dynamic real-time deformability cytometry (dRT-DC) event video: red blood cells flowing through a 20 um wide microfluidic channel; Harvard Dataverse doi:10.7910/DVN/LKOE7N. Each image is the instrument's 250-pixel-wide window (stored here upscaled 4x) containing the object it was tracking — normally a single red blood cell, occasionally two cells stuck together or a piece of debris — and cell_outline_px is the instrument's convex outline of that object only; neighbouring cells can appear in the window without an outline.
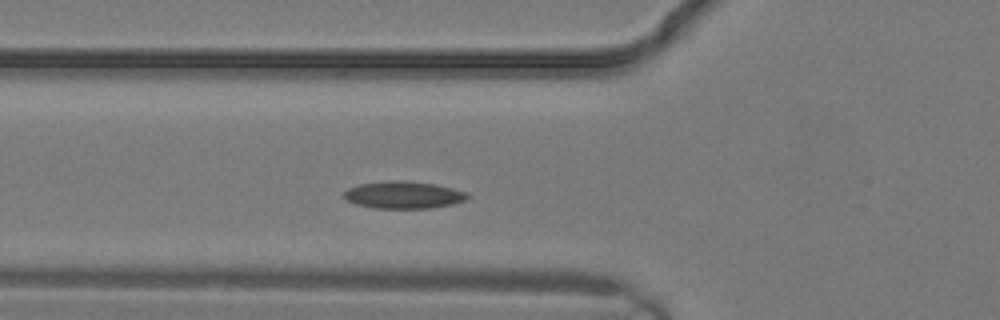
{"species": "common noctule bat (a hibernating species)", "species_latin": "Nyctalus noctula", "temperature_condition": "warm", "stored_images_in_passage": 21, "camera_frame_rate_fps": 3000, "um_per_image_px": 0.085, "animal": {"sex": "male", "body_mass_g": 19.2, "forearm_length_mm": 51.8}, "frame": {"image": 1, "passage_image": 6, "time_ms": 1.667, "image_size_px": [1000, 320], "cell_outline_px": [[468, 196], [464, 200], [452, 204], [432, 208], [372, 208], [356, 204], [348, 200], [344, 196], [344, 192], [348, 188], [360, 184], [388, 180], [404, 180], [436, 184], [468, 192]], "centroid_in_image_um": [34.3, 16.56], "position_along_channel_um": 91.5, "area_um2": 19.59}}
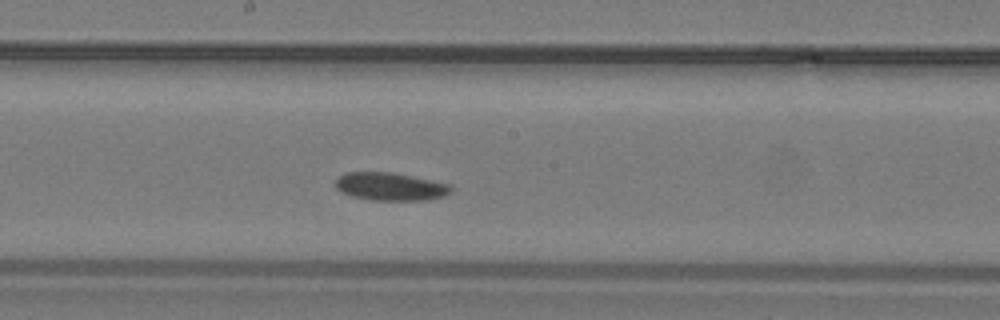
{"frame": {"image": 2, "passage_image": 11, "time_ms": 3.333, "image_size_px": [1000, 320], "cell_outline_px": [[452, 192], [444, 196], [428, 200], [368, 200], [352, 196], [340, 192], [336, 188], [336, 180], [344, 172], [392, 172], [448, 184], [452, 188]], "centroid_in_image_um": [33.15, 15.86], "position_along_channel_um": 215.0, "area_um2": 18.79}}
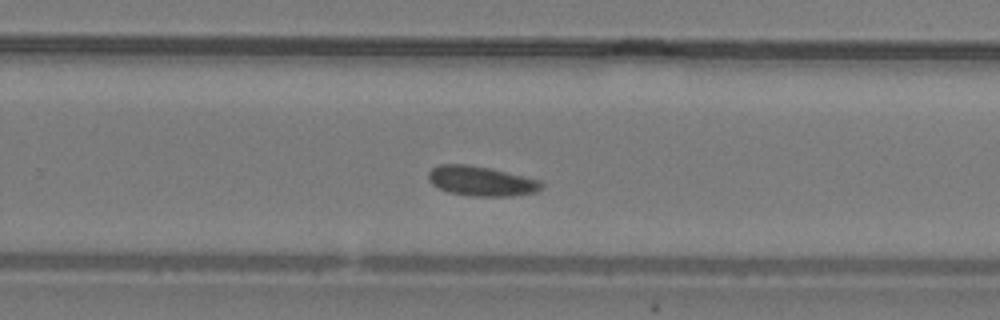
{"frame": {"image": 3, "passage_image": 14, "time_ms": 4.333, "image_size_px": [1000, 320], "cell_outline_px": [[544, 188], [536, 192], [512, 196], [472, 196], [448, 192], [432, 184], [428, 180], [428, 172], [432, 168], [440, 164], [468, 164], [488, 168], [524, 176], [540, 180], [544, 184]], "centroid_in_image_um": [40.91, 15.39], "position_along_channel_um": 288.9, "area_um2": 19.65}}